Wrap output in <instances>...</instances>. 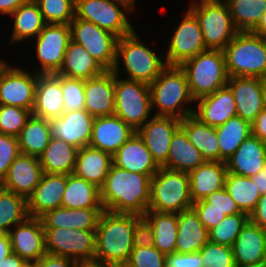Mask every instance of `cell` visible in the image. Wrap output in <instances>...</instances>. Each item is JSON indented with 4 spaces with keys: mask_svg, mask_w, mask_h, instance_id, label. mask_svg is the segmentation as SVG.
Listing matches in <instances>:
<instances>
[{
    "mask_svg": "<svg viewBox=\"0 0 266 267\" xmlns=\"http://www.w3.org/2000/svg\"><path fill=\"white\" fill-rule=\"evenodd\" d=\"M143 217L153 227V246L165 255L174 253L178 232L177 213H159L147 210Z\"/></svg>",
    "mask_w": 266,
    "mask_h": 267,
    "instance_id": "cell-41",
    "label": "cell"
},
{
    "mask_svg": "<svg viewBox=\"0 0 266 267\" xmlns=\"http://www.w3.org/2000/svg\"><path fill=\"white\" fill-rule=\"evenodd\" d=\"M252 181L260 192V195L266 194V164L254 176H251Z\"/></svg>",
    "mask_w": 266,
    "mask_h": 267,
    "instance_id": "cell-60",
    "label": "cell"
},
{
    "mask_svg": "<svg viewBox=\"0 0 266 267\" xmlns=\"http://www.w3.org/2000/svg\"><path fill=\"white\" fill-rule=\"evenodd\" d=\"M103 208L70 209L59 207L40 217L43 228L96 230Z\"/></svg>",
    "mask_w": 266,
    "mask_h": 267,
    "instance_id": "cell-29",
    "label": "cell"
},
{
    "mask_svg": "<svg viewBox=\"0 0 266 267\" xmlns=\"http://www.w3.org/2000/svg\"><path fill=\"white\" fill-rule=\"evenodd\" d=\"M61 89L65 111L85 109V80L61 76Z\"/></svg>",
    "mask_w": 266,
    "mask_h": 267,
    "instance_id": "cell-48",
    "label": "cell"
},
{
    "mask_svg": "<svg viewBox=\"0 0 266 267\" xmlns=\"http://www.w3.org/2000/svg\"><path fill=\"white\" fill-rule=\"evenodd\" d=\"M43 174L38 157L20 153L10 165L8 173L0 186L28 199L40 183Z\"/></svg>",
    "mask_w": 266,
    "mask_h": 267,
    "instance_id": "cell-19",
    "label": "cell"
},
{
    "mask_svg": "<svg viewBox=\"0 0 266 267\" xmlns=\"http://www.w3.org/2000/svg\"><path fill=\"white\" fill-rule=\"evenodd\" d=\"M181 120L171 116H154L136 132L143 139L154 161L159 167L167 162L169 147Z\"/></svg>",
    "mask_w": 266,
    "mask_h": 267,
    "instance_id": "cell-16",
    "label": "cell"
},
{
    "mask_svg": "<svg viewBox=\"0 0 266 267\" xmlns=\"http://www.w3.org/2000/svg\"><path fill=\"white\" fill-rule=\"evenodd\" d=\"M192 208H217L227 216L241 213L225 187L213 192L204 199L194 202Z\"/></svg>",
    "mask_w": 266,
    "mask_h": 267,
    "instance_id": "cell-50",
    "label": "cell"
},
{
    "mask_svg": "<svg viewBox=\"0 0 266 267\" xmlns=\"http://www.w3.org/2000/svg\"><path fill=\"white\" fill-rule=\"evenodd\" d=\"M195 103L198 105L193 115L211 127L222 125L237 115L235 99L227 85L212 94L196 99Z\"/></svg>",
    "mask_w": 266,
    "mask_h": 267,
    "instance_id": "cell-26",
    "label": "cell"
},
{
    "mask_svg": "<svg viewBox=\"0 0 266 267\" xmlns=\"http://www.w3.org/2000/svg\"><path fill=\"white\" fill-rule=\"evenodd\" d=\"M95 117L86 109L77 111H64L55 119H50L51 137L59 138L80 149L90 143Z\"/></svg>",
    "mask_w": 266,
    "mask_h": 267,
    "instance_id": "cell-18",
    "label": "cell"
},
{
    "mask_svg": "<svg viewBox=\"0 0 266 267\" xmlns=\"http://www.w3.org/2000/svg\"><path fill=\"white\" fill-rule=\"evenodd\" d=\"M78 148L59 138L51 137L39 157L43 172L48 174H72L75 169Z\"/></svg>",
    "mask_w": 266,
    "mask_h": 267,
    "instance_id": "cell-36",
    "label": "cell"
},
{
    "mask_svg": "<svg viewBox=\"0 0 266 267\" xmlns=\"http://www.w3.org/2000/svg\"><path fill=\"white\" fill-rule=\"evenodd\" d=\"M173 31L164 55L168 66H180L186 60L207 50L199 21L189 9Z\"/></svg>",
    "mask_w": 266,
    "mask_h": 267,
    "instance_id": "cell-13",
    "label": "cell"
},
{
    "mask_svg": "<svg viewBox=\"0 0 266 267\" xmlns=\"http://www.w3.org/2000/svg\"><path fill=\"white\" fill-rule=\"evenodd\" d=\"M10 253H12V248L9 233H0V263Z\"/></svg>",
    "mask_w": 266,
    "mask_h": 267,
    "instance_id": "cell-61",
    "label": "cell"
},
{
    "mask_svg": "<svg viewBox=\"0 0 266 267\" xmlns=\"http://www.w3.org/2000/svg\"><path fill=\"white\" fill-rule=\"evenodd\" d=\"M141 41L136 31L118 39L116 63L113 72L120 76V64L123 63L126 79L151 84L168 66L165 56H159Z\"/></svg>",
    "mask_w": 266,
    "mask_h": 267,
    "instance_id": "cell-4",
    "label": "cell"
},
{
    "mask_svg": "<svg viewBox=\"0 0 266 267\" xmlns=\"http://www.w3.org/2000/svg\"><path fill=\"white\" fill-rule=\"evenodd\" d=\"M76 267H113V265L92 260V261L77 262Z\"/></svg>",
    "mask_w": 266,
    "mask_h": 267,
    "instance_id": "cell-64",
    "label": "cell"
},
{
    "mask_svg": "<svg viewBox=\"0 0 266 267\" xmlns=\"http://www.w3.org/2000/svg\"><path fill=\"white\" fill-rule=\"evenodd\" d=\"M153 245V227L142 217L134 228L133 247H151Z\"/></svg>",
    "mask_w": 266,
    "mask_h": 267,
    "instance_id": "cell-54",
    "label": "cell"
},
{
    "mask_svg": "<svg viewBox=\"0 0 266 267\" xmlns=\"http://www.w3.org/2000/svg\"><path fill=\"white\" fill-rule=\"evenodd\" d=\"M150 181L146 174L127 171L112 163L100 188L103 209L143 217L149 207Z\"/></svg>",
    "mask_w": 266,
    "mask_h": 267,
    "instance_id": "cell-1",
    "label": "cell"
},
{
    "mask_svg": "<svg viewBox=\"0 0 266 267\" xmlns=\"http://www.w3.org/2000/svg\"><path fill=\"white\" fill-rule=\"evenodd\" d=\"M45 250L76 262L92 261L95 257L96 230L44 228Z\"/></svg>",
    "mask_w": 266,
    "mask_h": 267,
    "instance_id": "cell-11",
    "label": "cell"
},
{
    "mask_svg": "<svg viewBox=\"0 0 266 267\" xmlns=\"http://www.w3.org/2000/svg\"><path fill=\"white\" fill-rule=\"evenodd\" d=\"M36 267H76L77 262L73 259L45 253L37 262Z\"/></svg>",
    "mask_w": 266,
    "mask_h": 267,
    "instance_id": "cell-56",
    "label": "cell"
},
{
    "mask_svg": "<svg viewBox=\"0 0 266 267\" xmlns=\"http://www.w3.org/2000/svg\"><path fill=\"white\" fill-rule=\"evenodd\" d=\"M227 86L235 99L237 115L252 123L264 109L262 79L257 77H229Z\"/></svg>",
    "mask_w": 266,
    "mask_h": 267,
    "instance_id": "cell-25",
    "label": "cell"
},
{
    "mask_svg": "<svg viewBox=\"0 0 266 267\" xmlns=\"http://www.w3.org/2000/svg\"><path fill=\"white\" fill-rule=\"evenodd\" d=\"M180 127L191 144L198 149L206 161H219V142L215 127L201 122L193 114L181 119Z\"/></svg>",
    "mask_w": 266,
    "mask_h": 267,
    "instance_id": "cell-35",
    "label": "cell"
},
{
    "mask_svg": "<svg viewBox=\"0 0 266 267\" xmlns=\"http://www.w3.org/2000/svg\"><path fill=\"white\" fill-rule=\"evenodd\" d=\"M262 98L264 109H266V78L262 79Z\"/></svg>",
    "mask_w": 266,
    "mask_h": 267,
    "instance_id": "cell-65",
    "label": "cell"
},
{
    "mask_svg": "<svg viewBox=\"0 0 266 267\" xmlns=\"http://www.w3.org/2000/svg\"><path fill=\"white\" fill-rule=\"evenodd\" d=\"M166 267H202L200 252L170 253L166 255Z\"/></svg>",
    "mask_w": 266,
    "mask_h": 267,
    "instance_id": "cell-53",
    "label": "cell"
},
{
    "mask_svg": "<svg viewBox=\"0 0 266 267\" xmlns=\"http://www.w3.org/2000/svg\"><path fill=\"white\" fill-rule=\"evenodd\" d=\"M192 205L189 174L160 167L151 177L148 210L179 213L192 208Z\"/></svg>",
    "mask_w": 266,
    "mask_h": 267,
    "instance_id": "cell-6",
    "label": "cell"
},
{
    "mask_svg": "<svg viewBox=\"0 0 266 267\" xmlns=\"http://www.w3.org/2000/svg\"><path fill=\"white\" fill-rule=\"evenodd\" d=\"M17 138L21 154L39 158L51 138L49 120L31 115Z\"/></svg>",
    "mask_w": 266,
    "mask_h": 267,
    "instance_id": "cell-40",
    "label": "cell"
},
{
    "mask_svg": "<svg viewBox=\"0 0 266 267\" xmlns=\"http://www.w3.org/2000/svg\"><path fill=\"white\" fill-rule=\"evenodd\" d=\"M252 135L266 143V109H263L251 123Z\"/></svg>",
    "mask_w": 266,
    "mask_h": 267,
    "instance_id": "cell-58",
    "label": "cell"
},
{
    "mask_svg": "<svg viewBox=\"0 0 266 267\" xmlns=\"http://www.w3.org/2000/svg\"><path fill=\"white\" fill-rule=\"evenodd\" d=\"M12 252L27 263L37 262L45 253V231L40 218L28 217L10 231Z\"/></svg>",
    "mask_w": 266,
    "mask_h": 267,
    "instance_id": "cell-17",
    "label": "cell"
},
{
    "mask_svg": "<svg viewBox=\"0 0 266 267\" xmlns=\"http://www.w3.org/2000/svg\"><path fill=\"white\" fill-rule=\"evenodd\" d=\"M205 162L201 152L191 144L180 127L172 137L167 162L162 167L189 173Z\"/></svg>",
    "mask_w": 266,
    "mask_h": 267,
    "instance_id": "cell-34",
    "label": "cell"
},
{
    "mask_svg": "<svg viewBox=\"0 0 266 267\" xmlns=\"http://www.w3.org/2000/svg\"><path fill=\"white\" fill-rule=\"evenodd\" d=\"M105 71L106 69L82 45L71 40L65 51L62 66L57 74L87 80L100 76Z\"/></svg>",
    "mask_w": 266,
    "mask_h": 267,
    "instance_id": "cell-33",
    "label": "cell"
},
{
    "mask_svg": "<svg viewBox=\"0 0 266 267\" xmlns=\"http://www.w3.org/2000/svg\"><path fill=\"white\" fill-rule=\"evenodd\" d=\"M71 39L83 48L106 70L116 63L118 37L92 22L74 18L70 23Z\"/></svg>",
    "mask_w": 266,
    "mask_h": 267,
    "instance_id": "cell-12",
    "label": "cell"
},
{
    "mask_svg": "<svg viewBox=\"0 0 266 267\" xmlns=\"http://www.w3.org/2000/svg\"><path fill=\"white\" fill-rule=\"evenodd\" d=\"M151 107L157 108L154 116H171L178 119L192 115L195 103L187 77L180 66H167L149 85ZM186 104V105H185Z\"/></svg>",
    "mask_w": 266,
    "mask_h": 267,
    "instance_id": "cell-3",
    "label": "cell"
},
{
    "mask_svg": "<svg viewBox=\"0 0 266 267\" xmlns=\"http://www.w3.org/2000/svg\"><path fill=\"white\" fill-rule=\"evenodd\" d=\"M225 188L240 211L248 215L254 211L261 197L251 177L228 172L225 179Z\"/></svg>",
    "mask_w": 266,
    "mask_h": 267,
    "instance_id": "cell-42",
    "label": "cell"
},
{
    "mask_svg": "<svg viewBox=\"0 0 266 267\" xmlns=\"http://www.w3.org/2000/svg\"><path fill=\"white\" fill-rule=\"evenodd\" d=\"M177 226V253L198 252L209 241V231L193 208L177 213Z\"/></svg>",
    "mask_w": 266,
    "mask_h": 267,
    "instance_id": "cell-31",
    "label": "cell"
},
{
    "mask_svg": "<svg viewBox=\"0 0 266 267\" xmlns=\"http://www.w3.org/2000/svg\"><path fill=\"white\" fill-rule=\"evenodd\" d=\"M215 130L219 142L220 162H226L252 134L251 123L238 115L215 127Z\"/></svg>",
    "mask_w": 266,
    "mask_h": 267,
    "instance_id": "cell-39",
    "label": "cell"
},
{
    "mask_svg": "<svg viewBox=\"0 0 266 267\" xmlns=\"http://www.w3.org/2000/svg\"><path fill=\"white\" fill-rule=\"evenodd\" d=\"M28 217L27 199L0 186V233H9Z\"/></svg>",
    "mask_w": 266,
    "mask_h": 267,
    "instance_id": "cell-43",
    "label": "cell"
},
{
    "mask_svg": "<svg viewBox=\"0 0 266 267\" xmlns=\"http://www.w3.org/2000/svg\"><path fill=\"white\" fill-rule=\"evenodd\" d=\"M26 263L24 259L12 252L2 259L0 267H23Z\"/></svg>",
    "mask_w": 266,
    "mask_h": 267,
    "instance_id": "cell-62",
    "label": "cell"
},
{
    "mask_svg": "<svg viewBox=\"0 0 266 267\" xmlns=\"http://www.w3.org/2000/svg\"><path fill=\"white\" fill-rule=\"evenodd\" d=\"M249 219L263 230H266V194L261 195L256 208L249 215Z\"/></svg>",
    "mask_w": 266,
    "mask_h": 267,
    "instance_id": "cell-57",
    "label": "cell"
},
{
    "mask_svg": "<svg viewBox=\"0 0 266 267\" xmlns=\"http://www.w3.org/2000/svg\"><path fill=\"white\" fill-rule=\"evenodd\" d=\"M66 183V174L44 173L27 199L29 217L40 218L46 212L61 207Z\"/></svg>",
    "mask_w": 266,
    "mask_h": 267,
    "instance_id": "cell-22",
    "label": "cell"
},
{
    "mask_svg": "<svg viewBox=\"0 0 266 267\" xmlns=\"http://www.w3.org/2000/svg\"><path fill=\"white\" fill-rule=\"evenodd\" d=\"M229 77L266 78V39L239 31L223 49Z\"/></svg>",
    "mask_w": 266,
    "mask_h": 267,
    "instance_id": "cell-5",
    "label": "cell"
},
{
    "mask_svg": "<svg viewBox=\"0 0 266 267\" xmlns=\"http://www.w3.org/2000/svg\"><path fill=\"white\" fill-rule=\"evenodd\" d=\"M199 252L202 267H236L231 247L208 241Z\"/></svg>",
    "mask_w": 266,
    "mask_h": 267,
    "instance_id": "cell-49",
    "label": "cell"
},
{
    "mask_svg": "<svg viewBox=\"0 0 266 267\" xmlns=\"http://www.w3.org/2000/svg\"><path fill=\"white\" fill-rule=\"evenodd\" d=\"M115 166L127 171L146 174L150 178L160 168L143 139L135 132L112 156Z\"/></svg>",
    "mask_w": 266,
    "mask_h": 267,
    "instance_id": "cell-27",
    "label": "cell"
},
{
    "mask_svg": "<svg viewBox=\"0 0 266 267\" xmlns=\"http://www.w3.org/2000/svg\"><path fill=\"white\" fill-rule=\"evenodd\" d=\"M231 248L236 267L265 263L266 230L249 219Z\"/></svg>",
    "mask_w": 266,
    "mask_h": 267,
    "instance_id": "cell-21",
    "label": "cell"
},
{
    "mask_svg": "<svg viewBox=\"0 0 266 267\" xmlns=\"http://www.w3.org/2000/svg\"><path fill=\"white\" fill-rule=\"evenodd\" d=\"M19 154L18 138L0 133V183Z\"/></svg>",
    "mask_w": 266,
    "mask_h": 267,
    "instance_id": "cell-52",
    "label": "cell"
},
{
    "mask_svg": "<svg viewBox=\"0 0 266 267\" xmlns=\"http://www.w3.org/2000/svg\"><path fill=\"white\" fill-rule=\"evenodd\" d=\"M134 267H166V255L156 247H133L127 261Z\"/></svg>",
    "mask_w": 266,
    "mask_h": 267,
    "instance_id": "cell-51",
    "label": "cell"
},
{
    "mask_svg": "<svg viewBox=\"0 0 266 267\" xmlns=\"http://www.w3.org/2000/svg\"><path fill=\"white\" fill-rule=\"evenodd\" d=\"M6 63H7V62H5L3 58H2V60H1V58H0V70L3 68V66H4Z\"/></svg>",
    "mask_w": 266,
    "mask_h": 267,
    "instance_id": "cell-67",
    "label": "cell"
},
{
    "mask_svg": "<svg viewBox=\"0 0 266 267\" xmlns=\"http://www.w3.org/2000/svg\"><path fill=\"white\" fill-rule=\"evenodd\" d=\"M112 156L89 146L78 149L74 174L97 186H103L112 165Z\"/></svg>",
    "mask_w": 266,
    "mask_h": 267,
    "instance_id": "cell-32",
    "label": "cell"
},
{
    "mask_svg": "<svg viewBox=\"0 0 266 267\" xmlns=\"http://www.w3.org/2000/svg\"><path fill=\"white\" fill-rule=\"evenodd\" d=\"M227 173L226 162L219 161H206L198 168L191 170L188 174L193 203L224 188Z\"/></svg>",
    "mask_w": 266,
    "mask_h": 267,
    "instance_id": "cell-30",
    "label": "cell"
},
{
    "mask_svg": "<svg viewBox=\"0 0 266 267\" xmlns=\"http://www.w3.org/2000/svg\"><path fill=\"white\" fill-rule=\"evenodd\" d=\"M64 111L61 75L38 74L32 115L50 120L59 118Z\"/></svg>",
    "mask_w": 266,
    "mask_h": 267,
    "instance_id": "cell-24",
    "label": "cell"
},
{
    "mask_svg": "<svg viewBox=\"0 0 266 267\" xmlns=\"http://www.w3.org/2000/svg\"><path fill=\"white\" fill-rule=\"evenodd\" d=\"M249 220V215L241 212L226 216L219 224L209 231V241L232 247L241 229Z\"/></svg>",
    "mask_w": 266,
    "mask_h": 267,
    "instance_id": "cell-45",
    "label": "cell"
},
{
    "mask_svg": "<svg viewBox=\"0 0 266 267\" xmlns=\"http://www.w3.org/2000/svg\"><path fill=\"white\" fill-rule=\"evenodd\" d=\"M251 32L266 39V12L262 15L258 25Z\"/></svg>",
    "mask_w": 266,
    "mask_h": 267,
    "instance_id": "cell-63",
    "label": "cell"
},
{
    "mask_svg": "<svg viewBox=\"0 0 266 267\" xmlns=\"http://www.w3.org/2000/svg\"><path fill=\"white\" fill-rule=\"evenodd\" d=\"M141 216L104 210L98 220L94 260L115 265L127 262L133 249V235Z\"/></svg>",
    "mask_w": 266,
    "mask_h": 267,
    "instance_id": "cell-2",
    "label": "cell"
},
{
    "mask_svg": "<svg viewBox=\"0 0 266 267\" xmlns=\"http://www.w3.org/2000/svg\"><path fill=\"white\" fill-rule=\"evenodd\" d=\"M134 7L132 0H75V18L92 22L121 38L134 31L126 15Z\"/></svg>",
    "mask_w": 266,
    "mask_h": 267,
    "instance_id": "cell-9",
    "label": "cell"
},
{
    "mask_svg": "<svg viewBox=\"0 0 266 267\" xmlns=\"http://www.w3.org/2000/svg\"><path fill=\"white\" fill-rule=\"evenodd\" d=\"M135 132L130 125L115 114L95 117L88 146L113 156Z\"/></svg>",
    "mask_w": 266,
    "mask_h": 267,
    "instance_id": "cell-20",
    "label": "cell"
},
{
    "mask_svg": "<svg viewBox=\"0 0 266 267\" xmlns=\"http://www.w3.org/2000/svg\"><path fill=\"white\" fill-rule=\"evenodd\" d=\"M180 68L186 74L194 100L214 93L229 80L223 50L207 49L183 62Z\"/></svg>",
    "mask_w": 266,
    "mask_h": 267,
    "instance_id": "cell-7",
    "label": "cell"
},
{
    "mask_svg": "<svg viewBox=\"0 0 266 267\" xmlns=\"http://www.w3.org/2000/svg\"><path fill=\"white\" fill-rule=\"evenodd\" d=\"M244 267H266L265 263L259 264V265H251V266H244Z\"/></svg>",
    "mask_w": 266,
    "mask_h": 267,
    "instance_id": "cell-68",
    "label": "cell"
},
{
    "mask_svg": "<svg viewBox=\"0 0 266 267\" xmlns=\"http://www.w3.org/2000/svg\"><path fill=\"white\" fill-rule=\"evenodd\" d=\"M85 109L93 117L115 113V73L106 70L100 76L85 80Z\"/></svg>",
    "mask_w": 266,
    "mask_h": 267,
    "instance_id": "cell-23",
    "label": "cell"
},
{
    "mask_svg": "<svg viewBox=\"0 0 266 267\" xmlns=\"http://www.w3.org/2000/svg\"><path fill=\"white\" fill-rule=\"evenodd\" d=\"M113 267H134V266H132L128 262H124V263L115 264V265H113Z\"/></svg>",
    "mask_w": 266,
    "mask_h": 267,
    "instance_id": "cell-66",
    "label": "cell"
},
{
    "mask_svg": "<svg viewBox=\"0 0 266 267\" xmlns=\"http://www.w3.org/2000/svg\"><path fill=\"white\" fill-rule=\"evenodd\" d=\"M36 58L40 64L37 74H57L62 66L71 28L67 24H46L35 38Z\"/></svg>",
    "mask_w": 266,
    "mask_h": 267,
    "instance_id": "cell-14",
    "label": "cell"
},
{
    "mask_svg": "<svg viewBox=\"0 0 266 267\" xmlns=\"http://www.w3.org/2000/svg\"><path fill=\"white\" fill-rule=\"evenodd\" d=\"M198 214L202 224L210 231L219 224L227 215L217 208H193Z\"/></svg>",
    "mask_w": 266,
    "mask_h": 267,
    "instance_id": "cell-55",
    "label": "cell"
},
{
    "mask_svg": "<svg viewBox=\"0 0 266 267\" xmlns=\"http://www.w3.org/2000/svg\"><path fill=\"white\" fill-rule=\"evenodd\" d=\"M23 267H36L35 263H26Z\"/></svg>",
    "mask_w": 266,
    "mask_h": 267,
    "instance_id": "cell-69",
    "label": "cell"
},
{
    "mask_svg": "<svg viewBox=\"0 0 266 267\" xmlns=\"http://www.w3.org/2000/svg\"><path fill=\"white\" fill-rule=\"evenodd\" d=\"M31 115L25 108L0 104V133L18 137Z\"/></svg>",
    "mask_w": 266,
    "mask_h": 267,
    "instance_id": "cell-47",
    "label": "cell"
},
{
    "mask_svg": "<svg viewBox=\"0 0 266 267\" xmlns=\"http://www.w3.org/2000/svg\"><path fill=\"white\" fill-rule=\"evenodd\" d=\"M37 79L36 72L6 63L0 70V104L22 107L32 112Z\"/></svg>",
    "mask_w": 266,
    "mask_h": 267,
    "instance_id": "cell-15",
    "label": "cell"
},
{
    "mask_svg": "<svg viewBox=\"0 0 266 267\" xmlns=\"http://www.w3.org/2000/svg\"><path fill=\"white\" fill-rule=\"evenodd\" d=\"M266 164V143L250 135L226 161L230 173L251 177Z\"/></svg>",
    "mask_w": 266,
    "mask_h": 267,
    "instance_id": "cell-28",
    "label": "cell"
},
{
    "mask_svg": "<svg viewBox=\"0 0 266 267\" xmlns=\"http://www.w3.org/2000/svg\"><path fill=\"white\" fill-rule=\"evenodd\" d=\"M9 16L14 18L9 44L24 41L28 38L35 39L47 24L34 0H29L26 4L20 5Z\"/></svg>",
    "mask_w": 266,
    "mask_h": 267,
    "instance_id": "cell-37",
    "label": "cell"
},
{
    "mask_svg": "<svg viewBox=\"0 0 266 267\" xmlns=\"http://www.w3.org/2000/svg\"><path fill=\"white\" fill-rule=\"evenodd\" d=\"M238 31L251 32L266 12V0H225Z\"/></svg>",
    "mask_w": 266,
    "mask_h": 267,
    "instance_id": "cell-44",
    "label": "cell"
},
{
    "mask_svg": "<svg viewBox=\"0 0 266 267\" xmlns=\"http://www.w3.org/2000/svg\"><path fill=\"white\" fill-rule=\"evenodd\" d=\"M120 78V79H119ZM152 107L149 84L121 79L115 74V115L135 131L150 119Z\"/></svg>",
    "mask_w": 266,
    "mask_h": 267,
    "instance_id": "cell-10",
    "label": "cell"
},
{
    "mask_svg": "<svg viewBox=\"0 0 266 267\" xmlns=\"http://www.w3.org/2000/svg\"><path fill=\"white\" fill-rule=\"evenodd\" d=\"M47 24H67L75 18V0H34Z\"/></svg>",
    "mask_w": 266,
    "mask_h": 267,
    "instance_id": "cell-46",
    "label": "cell"
},
{
    "mask_svg": "<svg viewBox=\"0 0 266 267\" xmlns=\"http://www.w3.org/2000/svg\"><path fill=\"white\" fill-rule=\"evenodd\" d=\"M188 9L199 21L206 49L223 50L239 32L225 0H194Z\"/></svg>",
    "mask_w": 266,
    "mask_h": 267,
    "instance_id": "cell-8",
    "label": "cell"
},
{
    "mask_svg": "<svg viewBox=\"0 0 266 267\" xmlns=\"http://www.w3.org/2000/svg\"><path fill=\"white\" fill-rule=\"evenodd\" d=\"M29 0H0V14L10 15L20 5L26 4Z\"/></svg>",
    "mask_w": 266,
    "mask_h": 267,
    "instance_id": "cell-59",
    "label": "cell"
},
{
    "mask_svg": "<svg viewBox=\"0 0 266 267\" xmlns=\"http://www.w3.org/2000/svg\"><path fill=\"white\" fill-rule=\"evenodd\" d=\"M61 206L70 209L103 208L100 189L74 173L69 174Z\"/></svg>",
    "mask_w": 266,
    "mask_h": 267,
    "instance_id": "cell-38",
    "label": "cell"
}]
</instances>
